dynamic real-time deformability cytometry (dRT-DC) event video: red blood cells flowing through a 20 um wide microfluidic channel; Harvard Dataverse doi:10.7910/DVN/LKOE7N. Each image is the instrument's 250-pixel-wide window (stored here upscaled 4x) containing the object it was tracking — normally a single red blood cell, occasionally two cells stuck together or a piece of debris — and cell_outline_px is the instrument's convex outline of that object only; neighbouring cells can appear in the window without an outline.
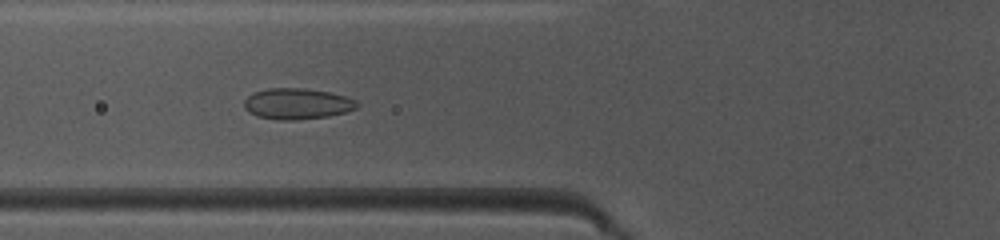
{"species": "common noctule bat (a hibernating species)", "species_latin": "Nyctalus noctula", "temperature_condition": "warm", "stored_images_in_passage": 39, "camera_frame_rate_fps": 3000, "um_per_image_px": 0.085, "animal": {"sex": "female", "body_mass_g": 10.0, "forearm_length_mm": 53.1}, "frame": {"image": 1, "passage_image": 9, "time_ms": 2.667, "image_size_px": [1000, 240], "cell_outline_px": [[360, 104], [356, 108], [344, 112], [328, 116], [296, 120], [280, 120], [256, 116], [248, 112], [244, 108], [244, 100], [248, 96], [256, 92], [268, 88], [304, 88], [328, 92], [344, 96], [356, 100]], "centroid_in_image_um": [25.24, 8.82], "position_along_channel_um": 100.6, "area_um2": 20.29}}
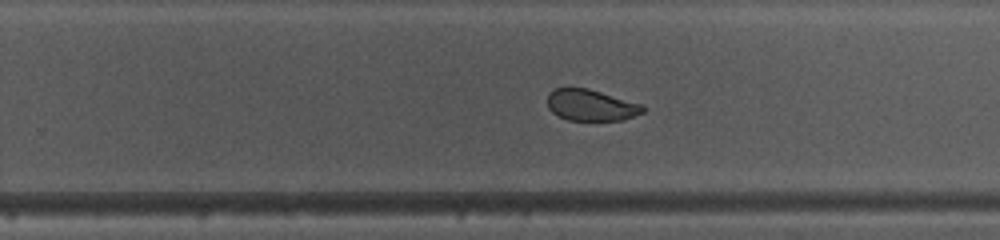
{"frame": {"image": 2, "passage_image": 22, "time_ms": 7.0, "image_size_px": [1000, 240], "cell_outline_px": [[648, 108], [644, 112], [624, 120], [568, 120], [552, 112], [548, 108], [548, 92], [552, 88], [588, 88], [644, 104]], "centroid_in_image_um": [50.28, 8.93], "position_along_channel_um": 279.5, "area_um2": 17.69}}
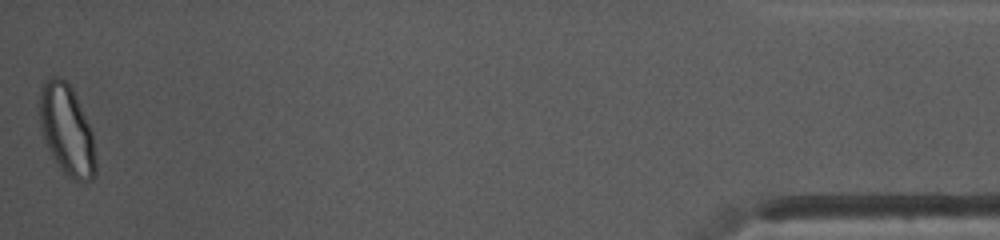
{"frame": {"image": 3, "passage_image": 39, "time_ms": 12.667, "image_size_px": [1000, 240], "cell_outline_px": [[96, 176], [92, 180], [72, 180], [60, 168], [48, 148], [40, 128], [40, 88], [44, 80], [52, 76], [60, 76], [72, 88], [76, 96], [92, 132], [96, 160]], "centroid_in_image_um": [5.68, 11.04], "position_along_channel_um": 429.5, "area_um2": 29.42}, "authors_computed_cell_mechanics": {"area_um2": 20.2878, "velocity_mm_per_s": 4.1244, "shape_relaxation_time_tau1_ms": null, "shape_relaxation_time_tau2_ms": 0.7578, "deformation_change_tau1": null, "deformation_change_tau2": 0.0389}}